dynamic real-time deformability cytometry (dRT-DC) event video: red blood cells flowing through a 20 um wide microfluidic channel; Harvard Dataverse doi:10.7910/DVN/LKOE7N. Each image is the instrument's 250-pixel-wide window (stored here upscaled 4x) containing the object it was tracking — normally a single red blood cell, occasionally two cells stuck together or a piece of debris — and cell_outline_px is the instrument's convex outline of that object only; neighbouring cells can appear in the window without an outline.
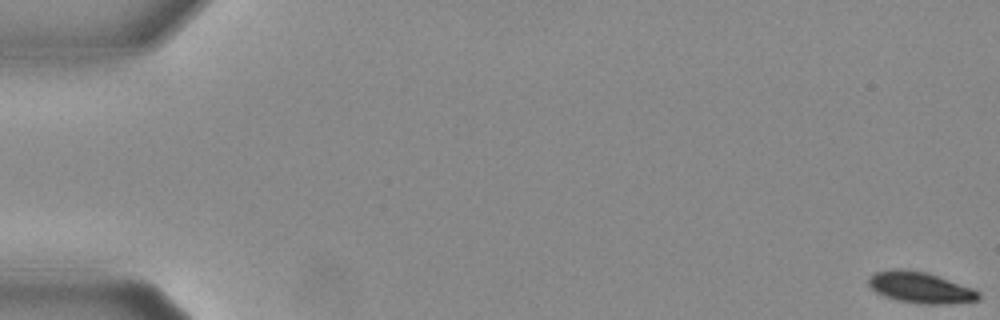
{"species": "Egyptian fruit bat (a non-hibernating species)", "species_latin": "Rousettus aegyptiacus", "temperature_condition": "warm", "stored_images_in_passage": 57, "camera_frame_rate_fps": 3000, "um_per_image_px": 0.085, "animal": {"sex": "female"}, "frame": {"image": 1, "passage_image": 1, "time_ms": 0.0, "image_size_px": [1000, 320], "cell_outline_px": [[980, 300], [948, 304], [924, 304], [896, 300], [884, 296], [876, 292], [868, 284], [868, 276], [876, 272], [892, 268], [896, 268], [924, 272], [972, 288], [980, 292]], "centroid_in_image_um": [78.21, 24.45], "position_along_channel_um": 6.8, "area_um2": 19.83}}
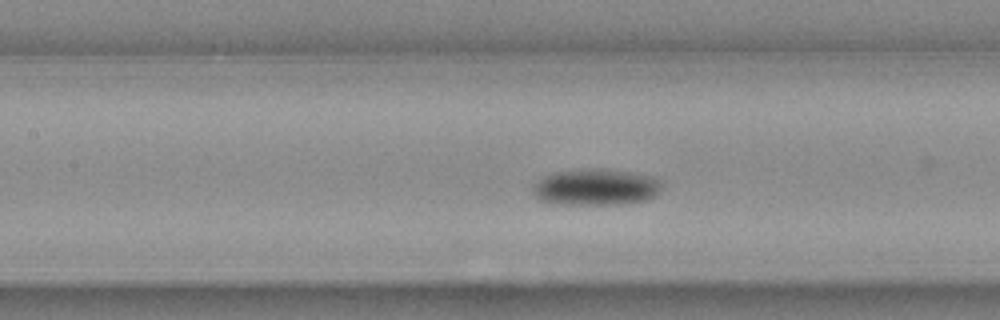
{"frame": {"image": 2, "passage_image": 27, "time_ms": 8.667, "image_size_px": [1000, 320], "cell_outline_px": [[660, 192], [644, 200], [604, 204], [588, 204], [544, 200], [536, 192], [532, 184], [544, 176], [556, 172], [624, 172], [652, 176], [660, 180]], "centroid_in_image_um": [50.71, 15.92], "position_along_channel_um": 156.7, "area_um2": 24.91}}
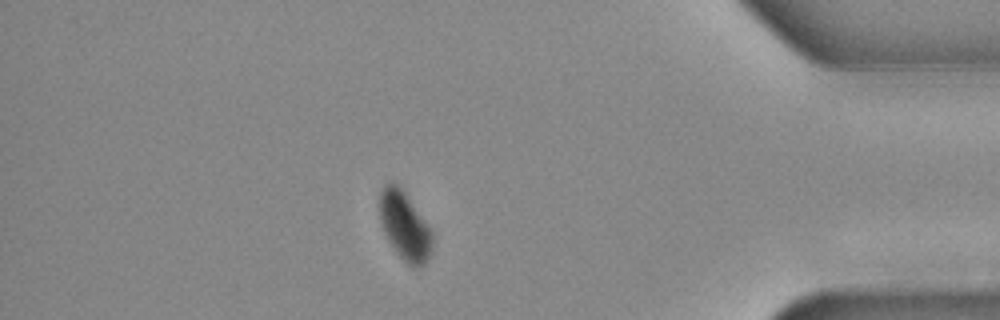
{"frame": {"image": 3, "passage_image": 50, "time_ms": 16.333, "image_size_px": [1000, 320], "cell_outline_px": [[432, 248], [428, 260], [420, 268], [412, 268], [400, 256], [388, 240], [384, 232], [380, 220], [380, 192], [384, 184], [396, 184], [404, 192], [432, 228]], "centroid_in_image_um": [34.43, 19.24], "position_along_channel_um": 400.8, "area_um2": 20.92}, "authors_computed_cell_mechanics": {"area_um2": 23.2356, "velocity_mm_per_s": 3.6644, "shape_relaxation_time_tau1_ms": 2.9589, "shape_relaxation_time_tau2_ms": null, "deformation_change_tau1": 0.1344, "deformation_change_tau2": null}}